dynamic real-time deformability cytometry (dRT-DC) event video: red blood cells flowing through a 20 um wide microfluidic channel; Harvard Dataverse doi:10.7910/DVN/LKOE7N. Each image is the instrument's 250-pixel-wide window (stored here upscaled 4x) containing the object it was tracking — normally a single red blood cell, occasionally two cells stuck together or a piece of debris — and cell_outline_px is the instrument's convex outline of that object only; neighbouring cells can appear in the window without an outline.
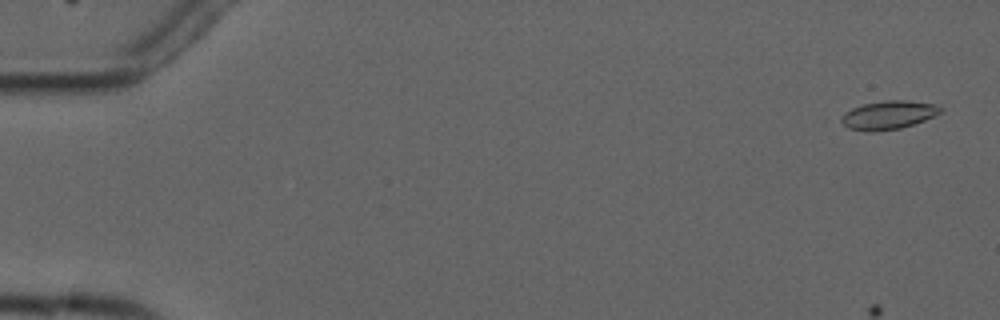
{"species": "common noctule bat (a hibernating species)", "species_latin": "Nyctalus noctula", "temperature_condition": "cold", "stored_images_in_passage": 5, "camera_frame_rate_fps": 3000, "um_per_image_px": 0.085, "animal": {"sex": "male", "forearm_length_mm": 52.5}, "frame": {"image": 1, "passage_image": 1, "time_ms": 0.0, "image_size_px": [1000, 320], "cell_outline_px": [[944, 112], [924, 120], [900, 128], [872, 132], [848, 128], [836, 120], [844, 112], [852, 108], [864, 104], [884, 100], [908, 100], [932, 104], [944, 108]], "centroid_in_image_um": [75.47, 9.77], "position_along_channel_um": 9.5, "area_um2": 16.65}}